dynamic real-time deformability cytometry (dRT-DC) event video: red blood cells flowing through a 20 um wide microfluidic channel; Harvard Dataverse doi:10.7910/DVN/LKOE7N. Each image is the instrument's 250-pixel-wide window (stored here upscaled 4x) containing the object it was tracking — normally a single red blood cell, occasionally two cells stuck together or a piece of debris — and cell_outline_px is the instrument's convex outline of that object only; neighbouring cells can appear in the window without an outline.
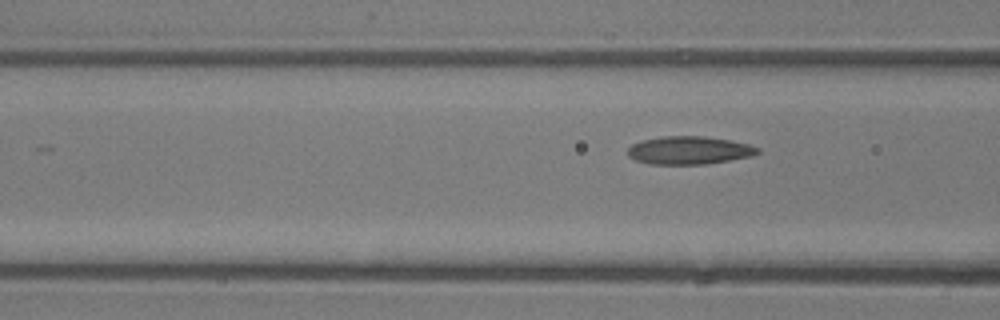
{"species": "common noctule bat (a hibernating species)", "species_latin": "Nyctalus noctula", "temperature_condition": "room temperature", "stored_images_in_passage": 4, "camera_frame_rate_fps": 3000, "um_per_image_px": 0.085, "animal": {"sex": "male", "body_mass_g": 13.3}, "frame": {"image": 1, "passage_image": 4, "time_ms": 3.667, "image_size_px": [1000, 320], "cell_outline_px": [[760, 152], [752, 156], [704, 164], [652, 164], [636, 160], [628, 156], [628, 148], [632, 144], [640, 140], [664, 136], [704, 136], [732, 140], [748, 144], [760, 148]], "centroid_in_image_um": [58.58, 12.76], "position_along_channel_um": 108.0, "area_um2": 21.21}}